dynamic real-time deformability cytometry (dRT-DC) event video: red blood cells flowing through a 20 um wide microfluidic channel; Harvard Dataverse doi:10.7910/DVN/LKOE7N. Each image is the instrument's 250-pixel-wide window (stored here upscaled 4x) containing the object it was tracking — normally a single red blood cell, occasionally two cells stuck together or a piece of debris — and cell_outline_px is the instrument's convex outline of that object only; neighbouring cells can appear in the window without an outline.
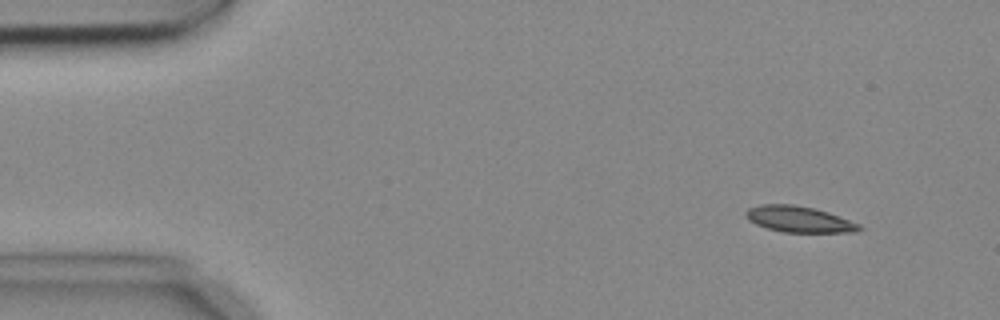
{"species": "common noctule bat (a hibernating species)", "species_latin": "Nyctalus noctula", "temperature_condition": "cold", "stored_images_in_passage": 5, "camera_frame_rate_fps": 3000, "um_per_image_px": 0.085, "animal": {"sex": "female", "body_mass_g": 18.4}, "frame": {"image": 1, "passage_image": 2, "time_ms": 0.333, "image_size_px": [1000, 320], "cell_outline_px": [[864, 228], [856, 232], [784, 232], [768, 228], [756, 224], [748, 220], [744, 216], [744, 212], [748, 208], [760, 204], [792, 204], [812, 208], [828, 212], [860, 224]], "centroid_in_image_um": [67.89, 18.63], "position_along_channel_um": 17.1, "area_um2": 17.22}}